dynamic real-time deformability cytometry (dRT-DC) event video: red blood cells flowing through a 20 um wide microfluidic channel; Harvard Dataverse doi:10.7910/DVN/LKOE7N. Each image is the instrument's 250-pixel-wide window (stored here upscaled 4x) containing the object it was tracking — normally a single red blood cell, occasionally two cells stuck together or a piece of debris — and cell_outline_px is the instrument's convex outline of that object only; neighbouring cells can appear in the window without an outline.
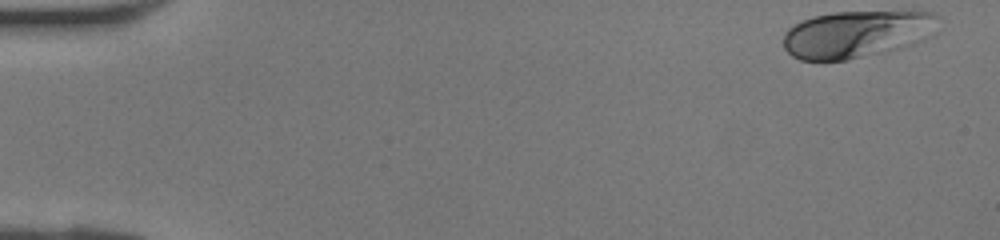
{"species": "human", "species_latin": "Homo sapiens", "temperature_condition": "room temperature", "stored_images_in_passage": 40, "camera_frame_rate_fps": 3000, "um_per_image_px": 0.085, "donor": {"sex": "female"}, "frame": {"image": 1, "passage_image": 1, "time_ms": 0.0, "image_size_px": [1000, 240], "cell_outline_px": [[940, 16], [936, 32], [932, 36], [924, 40], [900, 48], [848, 60], [800, 60], [792, 56], [784, 48], [784, 32], [788, 28], [800, 20], [812, 16], [836, 12], [932, 12]], "centroid_in_image_um": [72.84, 2.89], "position_along_channel_um": 12.2, "area_um2": 42.89}}
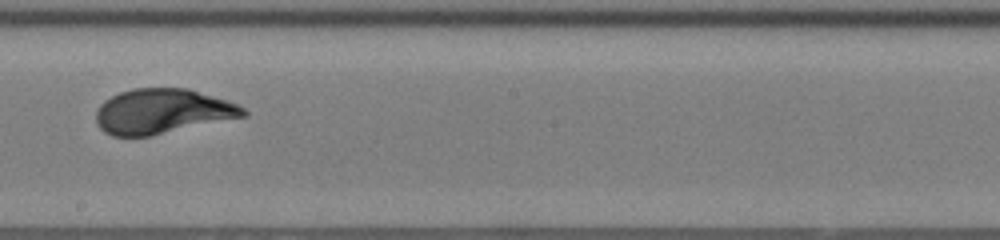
{"frame": {"image": 2, "passage_image": 23, "time_ms": 7.333, "image_size_px": [1000, 240], "cell_outline_px": [[248, 116], [148, 136], [112, 136], [104, 132], [96, 124], [96, 112], [100, 104], [104, 100], [120, 92], [132, 88], [188, 88], [236, 104], [244, 108], [248, 112]], "centroid_in_image_um": [13.77, 9.47], "position_along_channel_um": 234.4, "area_um2": 38.38}}
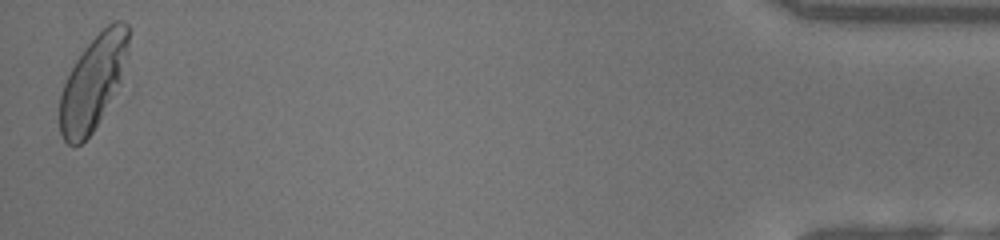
{"frame": {"image": 3, "passage_image": 40, "time_ms": 13.0, "image_size_px": [1000, 240], "cell_outline_px": [[128, 56], [120, 84], [92, 132], [80, 144], [68, 144], [64, 140], [60, 132], [60, 96], [64, 84], [76, 60], [84, 48], [108, 24], [116, 20], [124, 20], [128, 24]], "centroid_in_image_um": [7.93, 6.98], "position_along_channel_um": 427.3, "area_um2": 37.11}}